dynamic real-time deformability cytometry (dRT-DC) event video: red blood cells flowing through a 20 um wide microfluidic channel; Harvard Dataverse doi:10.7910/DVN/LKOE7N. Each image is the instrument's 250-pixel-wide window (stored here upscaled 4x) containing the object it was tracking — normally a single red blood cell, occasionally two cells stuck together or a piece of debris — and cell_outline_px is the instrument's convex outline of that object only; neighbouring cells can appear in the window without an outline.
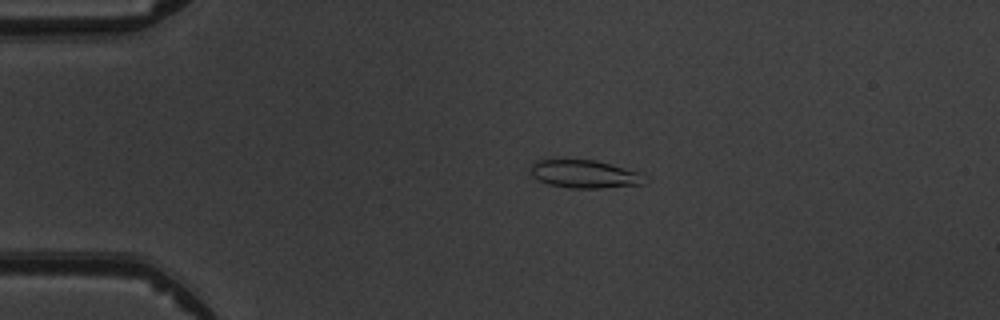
{"species": "common noctule bat (a hibernating species)", "species_latin": "Nyctalus noctula", "temperature_condition": "warm", "stored_images_in_passage": 4, "camera_frame_rate_fps": 3000, "um_per_image_px": 0.085, "animal": {"sex": "male", "body_mass_g": 19.5, "forearm_length_mm": 54.6}, "frame": {"image": 1, "passage_image": 3, "time_ms": 3.333, "image_size_px": [1000, 320], "cell_outline_px": [[644, 184], [600, 188], [568, 188], [548, 184], [532, 176], [532, 164], [536, 160], [596, 160], [640, 172]], "centroid_in_image_um": [49.67, 14.8], "position_along_channel_um": 35.3, "area_um2": 18.32}}